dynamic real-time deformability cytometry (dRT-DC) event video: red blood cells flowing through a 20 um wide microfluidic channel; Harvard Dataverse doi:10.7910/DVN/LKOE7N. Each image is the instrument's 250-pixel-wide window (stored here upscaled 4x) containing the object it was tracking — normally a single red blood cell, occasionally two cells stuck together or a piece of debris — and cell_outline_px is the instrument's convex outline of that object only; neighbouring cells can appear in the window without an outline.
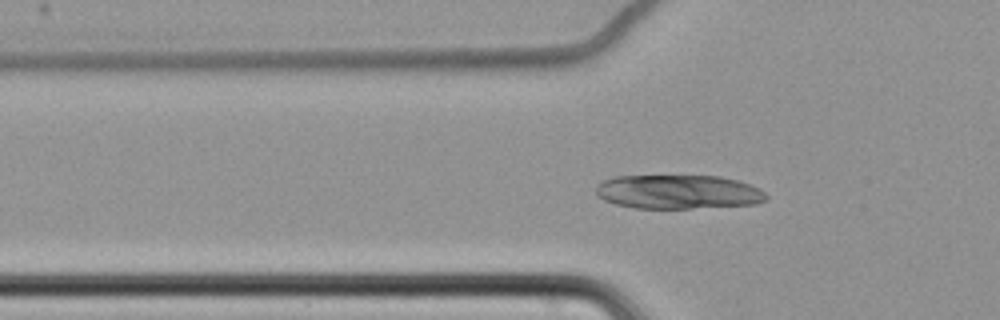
{"species": "common noctule bat (a hibernating species)", "species_latin": "Nyctalus noctula", "temperature_condition": "cold", "stored_images_in_passage": 54, "camera_frame_rate_fps": 3000, "um_per_image_px": 0.085, "animal": {"sex": "female", "body_mass_g": 22.7, "forearm_length_mm": 54.2}, "frame": {"image": 1, "passage_image": 13, "time_ms": 4.0, "image_size_px": [1000, 320], "cell_outline_px": [[768, 200], [756, 204], [692, 208], [636, 208], [616, 204], [604, 200], [596, 196], [596, 184], [604, 180], [616, 176], [720, 176], [736, 180], [760, 188], [768, 196]], "centroid_in_image_um": [57.65, 16.31], "position_along_channel_um": 68.2, "area_um2": 33.87}}
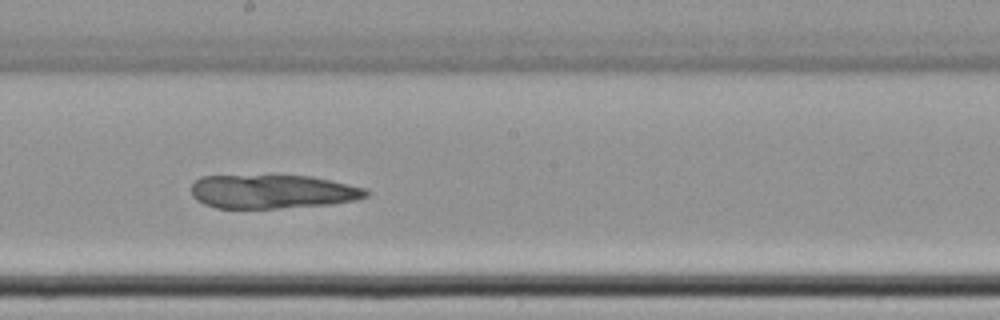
{"frame": {"image": 2, "passage_image": 27, "time_ms": 8.667, "image_size_px": [1000, 320], "cell_outline_px": [[368, 196], [356, 200], [328, 204], [276, 208], [216, 208], [204, 204], [196, 200], [192, 196], [192, 184], [200, 176], [312, 176], [348, 184], [364, 188], [368, 192]], "centroid_in_image_um": [23.13, 16.29], "position_along_channel_um": 225.1, "area_um2": 34.22}}
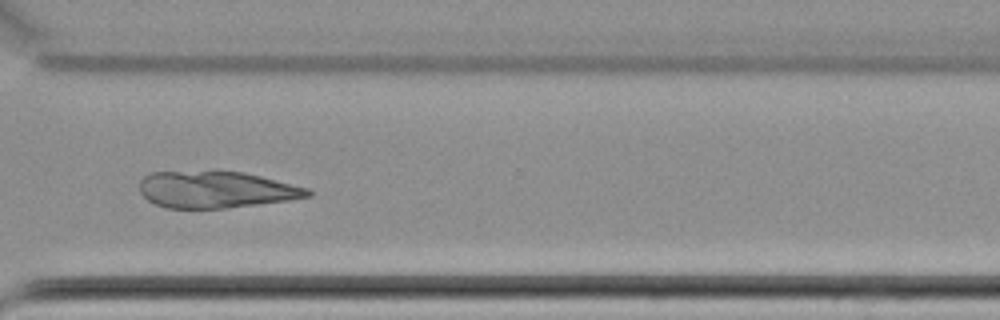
{"frame": {"image": 3, "passage_image": 38, "time_ms": 12.333, "image_size_px": [1000, 320], "cell_outline_px": [[312, 196], [288, 200], [224, 208], [164, 208], [148, 200], [140, 192], [140, 180], [144, 176], [152, 172], [216, 168], [244, 172], [312, 188]], "centroid_in_image_um": [18.37, 16.06], "position_along_channel_um": 352.2, "area_um2": 37.11}}